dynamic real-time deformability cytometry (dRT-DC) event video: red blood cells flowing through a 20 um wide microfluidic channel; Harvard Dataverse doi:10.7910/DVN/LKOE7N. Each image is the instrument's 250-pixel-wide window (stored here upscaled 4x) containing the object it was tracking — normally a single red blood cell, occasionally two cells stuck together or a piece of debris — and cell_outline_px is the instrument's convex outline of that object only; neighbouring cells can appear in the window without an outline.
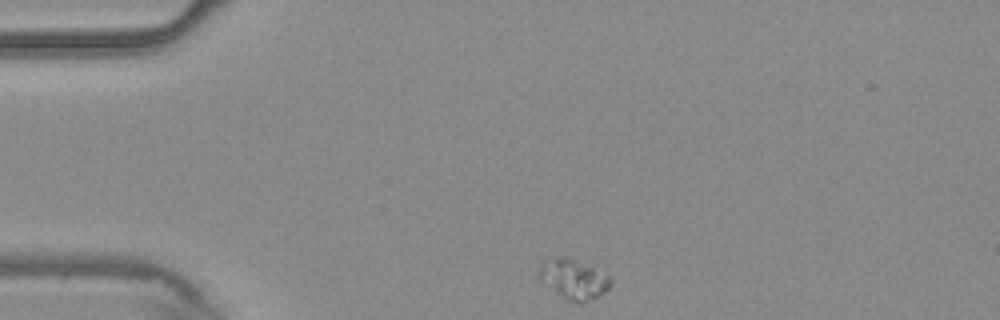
{"species": "common noctule bat (a hibernating species)", "species_latin": "Nyctalus noctula", "temperature_condition": "warm", "stored_images_in_passage": 45, "camera_frame_rate_fps": 3000, "um_per_image_px": 0.085, "animal": {"sex": "male", "body_mass_g": 20.4}, "frame": {"image": 1, "passage_image": 1, "time_ms": 0.0, "image_size_px": [1000, 320], "cell_outline_px": [[612, 284], [604, 292], [580, 304], [568, 300], [556, 292], [540, 276], [540, 264], [556, 256], [564, 256], [592, 268], [608, 276], [612, 280]], "centroid_in_image_um": [48.78, 23.73], "position_along_channel_um": 36.2, "area_um2": 15.66}}
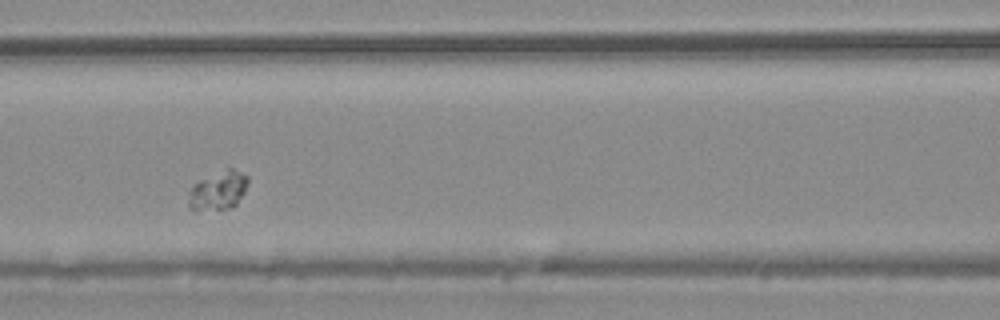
{"frame": {"image": 2, "passage_image": 14, "time_ms": 4.333, "image_size_px": [1000, 320], "cell_outline_px": [[248, 184], [244, 192], [236, 204], [232, 208], [188, 208], [188, 192], [200, 180], [228, 168], [232, 168], [248, 176]], "centroid_in_image_um": [18.58, 16.17], "position_along_channel_um": 148.0, "area_um2": 12.89}}
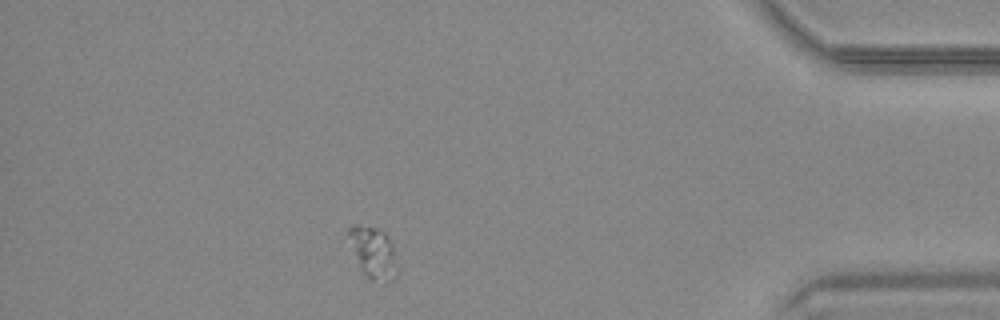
{"frame": {"image": 3, "passage_image": 39, "time_ms": 12.667, "image_size_px": [1000, 320], "cell_outline_px": [[392, 260], [372, 280], [360, 268], [348, 232], [348, 228], [352, 224], [356, 224], [376, 228], [384, 232], [392, 244]], "centroid_in_image_um": [31.51, 21.15], "position_along_channel_um": 403.7, "area_um2": 11.73}}